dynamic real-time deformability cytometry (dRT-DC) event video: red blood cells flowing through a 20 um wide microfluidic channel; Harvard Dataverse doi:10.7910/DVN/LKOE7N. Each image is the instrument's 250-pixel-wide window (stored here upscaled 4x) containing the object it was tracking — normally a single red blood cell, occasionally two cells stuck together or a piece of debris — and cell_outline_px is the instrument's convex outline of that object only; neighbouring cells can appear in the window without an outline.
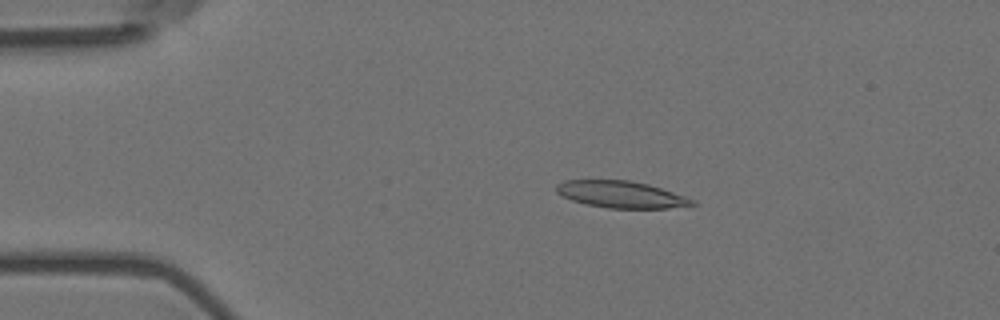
{"species": "Egyptian fruit bat (a non-hibernating species)", "species_latin": "Rousettus aegyptiacus", "temperature_condition": "room temperature", "stored_images_in_passage": 55, "camera_frame_rate_fps": 3000, "um_per_image_px": 0.085, "animal": {"sex": "female"}, "frame": {"image": 1, "passage_image": 11, "time_ms": 3.333, "image_size_px": [1000, 320], "cell_outline_px": [[696, 204], [668, 208], [608, 208], [584, 204], [572, 200], [556, 192], [556, 184], [564, 180], [632, 180], [648, 184], [696, 200]], "centroid_in_image_um": [52.77, 16.52], "position_along_channel_um": 32.2, "area_um2": 21.15}}
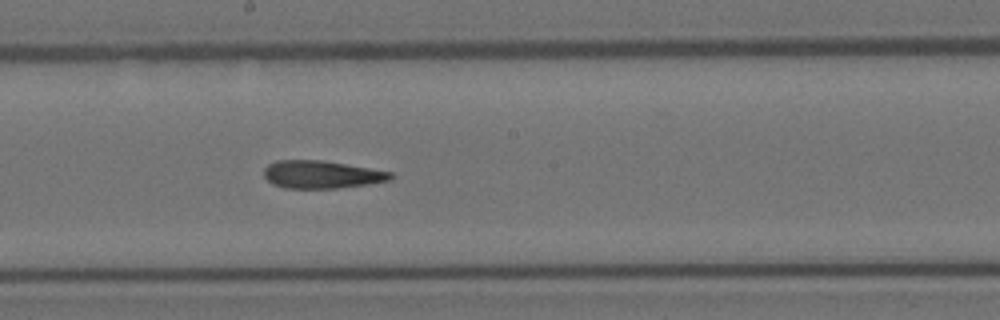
{"frame": {"image": 2, "passage_image": 30, "time_ms": 9.667, "image_size_px": [1000, 320], "cell_outline_px": [[392, 180], [368, 184], [336, 188], [284, 188], [272, 184], [264, 176], [264, 168], [268, 164], [276, 160], [320, 160], [392, 172]], "centroid_in_image_um": [27.3, 14.83], "position_along_channel_um": 220.9, "area_um2": 20.35}}
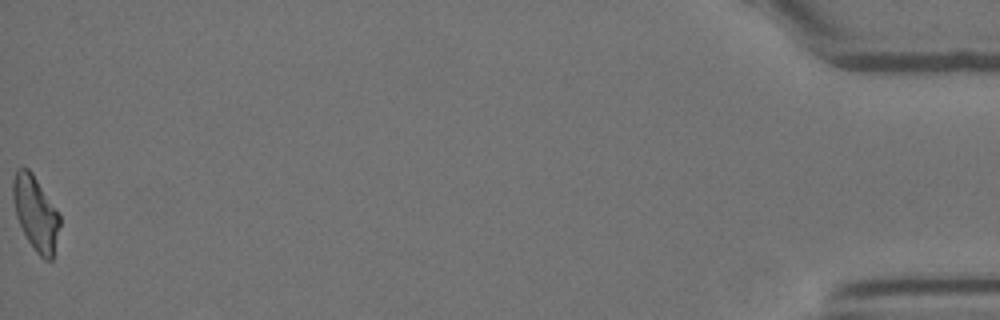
{"frame": {"image": 3, "passage_image": 55, "time_ms": 18.0, "image_size_px": [1000, 320], "cell_outline_px": [[60, 224], [52, 260], [44, 260], [36, 252], [28, 240], [16, 216], [12, 196], [12, 180], [16, 168], [28, 168], [32, 172], [60, 216]], "centroid_in_image_um": [3.01, 18.11], "position_along_channel_um": 432.2, "area_um2": 20.0}, "authors_computed_cell_mechanics": {"area_um2": 21.097, "velocity_mm_per_s": 3.7321, "shape_relaxation_time_tau1_ms": null, "shape_relaxation_time_tau2_ms": 7.5455, "deformation_change_tau1": null, "deformation_change_tau2": 0.2187}}